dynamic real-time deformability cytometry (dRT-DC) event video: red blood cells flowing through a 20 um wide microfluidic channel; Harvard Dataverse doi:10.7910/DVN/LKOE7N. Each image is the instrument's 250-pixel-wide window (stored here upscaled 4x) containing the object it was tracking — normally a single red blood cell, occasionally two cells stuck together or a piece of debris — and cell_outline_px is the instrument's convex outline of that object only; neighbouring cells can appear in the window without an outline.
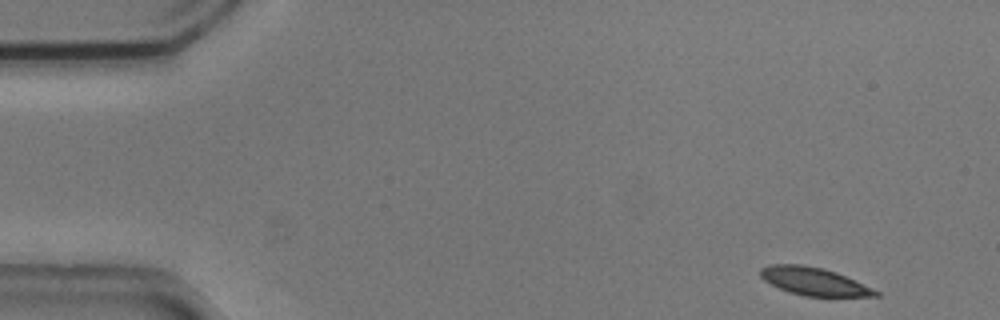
{"species": "common noctule bat (a hibernating species)", "species_latin": "Nyctalus noctula", "temperature_condition": "cold", "stored_images_in_passage": 11, "camera_frame_rate_fps": 3000, "um_per_image_px": 0.085, "animal": {"sex": "male", "body_mass_g": 20.5, "forearm_length_mm": 52.5}, "frame": {"image": 1, "passage_image": 1, "time_ms": 0.0, "image_size_px": [1000, 320], "cell_outline_px": [[880, 296], [804, 296], [788, 292], [764, 280], [760, 276], [760, 268], [768, 264], [804, 264], [824, 268], [836, 272], [872, 288], [880, 292]], "centroid_in_image_um": [69.16, 23.9], "position_along_channel_um": 15.8, "area_um2": 18.67}}